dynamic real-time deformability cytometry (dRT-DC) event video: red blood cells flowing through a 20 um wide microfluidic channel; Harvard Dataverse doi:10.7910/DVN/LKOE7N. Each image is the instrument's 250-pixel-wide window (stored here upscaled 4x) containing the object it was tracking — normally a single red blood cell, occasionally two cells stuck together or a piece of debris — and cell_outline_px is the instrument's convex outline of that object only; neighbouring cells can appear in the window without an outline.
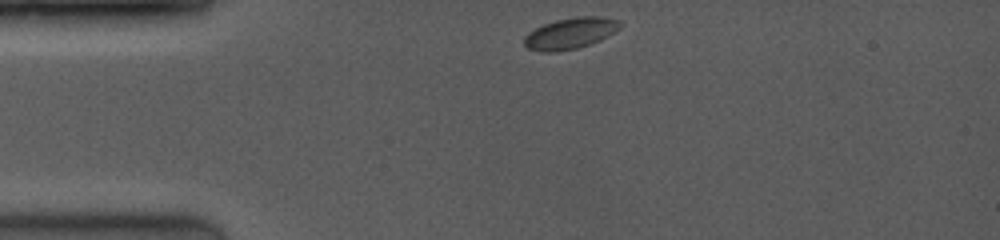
{"species": "common noctule bat (a hibernating species)", "species_latin": "Nyctalus noctula", "temperature_condition": "room temperature", "stored_images_in_passage": 43, "camera_frame_rate_fps": 4000, "um_per_image_px": 0.085, "animal": {"sex": "female", "body_mass_g": 19.0, "forearm_length_mm": 53.3}, "frame": {"image": 1, "passage_image": 1, "time_ms": 0.0, "image_size_px": [1000, 240], "cell_outline_px": [[624, 24], [620, 28], [600, 40], [576, 48], [556, 52], [540, 52], [528, 48], [524, 44], [524, 36], [528, 32], [544, 24], [556, 20], [576, 16], [600, 16], [620, 20]], "centroid_in_image_um": [48.49, 2.82], "position_along_channel_um": 36.5, "area_um2": 17.46}}
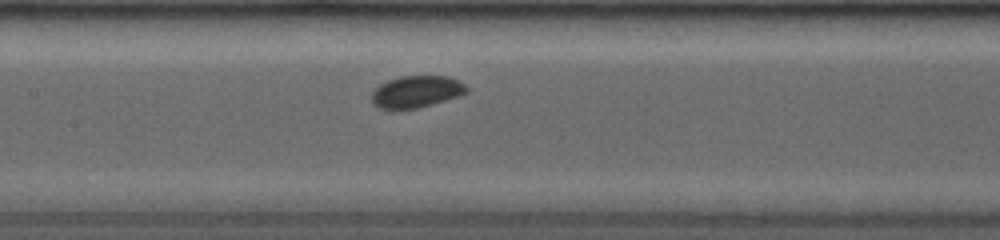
{"frame": {"image": 2, "passage_image": 18, "time_ms": 4.25, "image_size_px": [1000, 240], "cell_outline_px": [[468, 92], [460, 96], [432, 104], [416, 108], [392, 112], [376, 108], [372, 104], [372, 92], [380, 84], [388, 80], [404, 76], [444, 76], [456, 80], [464, 84], [468, 88]], "centroid_in_image_um": [35.33, 7.84], "position_along_channel_um": 172.1, "area_um2": 17.98}}
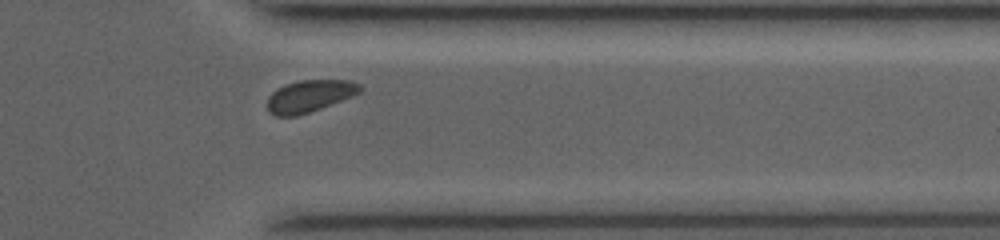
{"frame": {"image": 3, "passage_image": 39, "time_ms": 9.5, "image_size_px": [1000, 240], "cell_outline_px": [[360, 92], [352, 96], [320, 108], [296, 116], [276, 116], [268, 112], [268, 96], [272, 92], [288, 84], [300, 80], [348, 80], [360, 84]], "centroid_in_image_um": [26.29, 8.17], "position_along_channel_um": 385.1, "area_um2": 16.94}, "authors_computed_cell_mechanics": {"area_um2": 17.34, "velocity_mm_per_s": 4.0359, "shape_relaxation_time_tau1_ms": 1.5237, "shape_relaxation_time_tau2_ms": null, "deformation_change_tau1": 0.0439, "deformation_change_tau2": null}}